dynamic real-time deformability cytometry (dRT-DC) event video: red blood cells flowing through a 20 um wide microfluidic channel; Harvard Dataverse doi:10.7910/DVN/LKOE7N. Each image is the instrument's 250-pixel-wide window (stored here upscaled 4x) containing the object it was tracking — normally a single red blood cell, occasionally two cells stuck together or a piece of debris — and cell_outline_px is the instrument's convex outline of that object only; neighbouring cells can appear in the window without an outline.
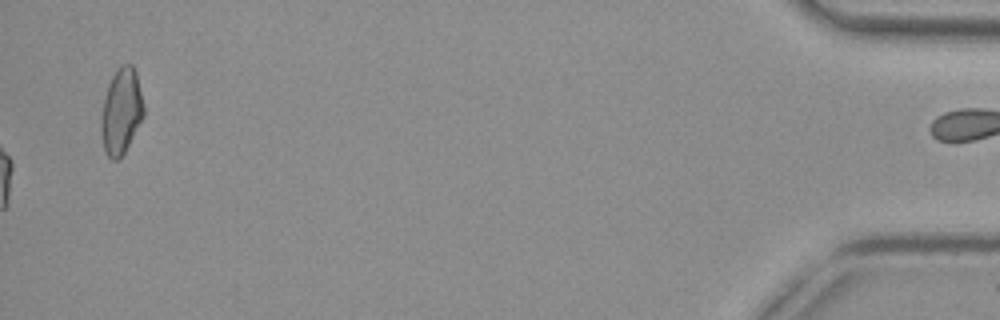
{"species": "common noctule bat (a hibernating species)", "species_latin": "Nyctalus noctula", "temperature_condition": "cold", "stored_images_in_passage": 48, "camera_frame_rate_fps": 3000, "um_per_image_px": 0.085, "animal": {"sex": "female", "body_mass_g": 29.2, "forearm_length_mm": 56.3}, "frame": {"image": 1, "passage_image": 48, "time_ms": 15.667, "image_size_px": [1000, 320], "cell_outline_px": [[144, 116], [120, 160], [112, 160], [108, 156], [104, 148], [100, 128], [100, 116], [104, 96], [108, 84], [116, 68], [120, 64], [132, 64], [136, 72], [144, 108]], "centroid_in_image_um": [10.28, 9.45], "position_along_channel_um": 424.9, "area_um2": 21.44}, "authors_computed_cell_mechanics": {"area_um2": 20.4034, "velocity_mm_per_s": 3.7093, "shape_relaxation_time_tau1_ms": 6.9541, "shape_relaxation_time_tau2_ms": 2.2473, "deformation_change_tau1": 0.1621, "deformation_change_tau2": 0.0981}}